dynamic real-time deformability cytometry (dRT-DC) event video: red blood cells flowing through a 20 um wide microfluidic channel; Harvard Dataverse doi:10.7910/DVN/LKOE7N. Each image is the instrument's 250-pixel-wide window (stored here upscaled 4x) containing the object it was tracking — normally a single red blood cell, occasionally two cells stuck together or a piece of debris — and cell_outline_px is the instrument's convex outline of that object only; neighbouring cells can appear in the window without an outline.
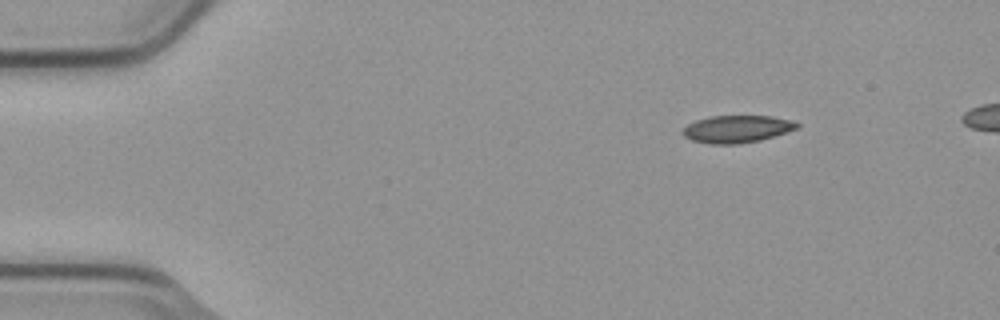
{"species": "common noctule bat (a hibernating species)", "species_latin": "Nyctalus noctula", "temperature_condition": "cold", "stored_images_in_passage": 2, "camera_frame_rate_fps": 3000, "um_per_image_px": 0.085, "animal": {"sex": "male", "body_mass_g": 23.1, "forearm_length_mm": 52.7}, "frame": {"image": 1, "passage_image": 2, "time_ms": 0.333, "image_size_px": [1000, 320], "cell_outline_px": [[800, 128], [760, 140], [736, 144], [712, 144], [692, 140], [684, 136], [684, 128], [688, 124], [696, 120], [708, 116], [772, 116], [792, 120], [800, 124]], "centroid_in_image_um": [62.68, 10.96], "position_along_channel_um": 22.3, "area_um2": 18.15}}